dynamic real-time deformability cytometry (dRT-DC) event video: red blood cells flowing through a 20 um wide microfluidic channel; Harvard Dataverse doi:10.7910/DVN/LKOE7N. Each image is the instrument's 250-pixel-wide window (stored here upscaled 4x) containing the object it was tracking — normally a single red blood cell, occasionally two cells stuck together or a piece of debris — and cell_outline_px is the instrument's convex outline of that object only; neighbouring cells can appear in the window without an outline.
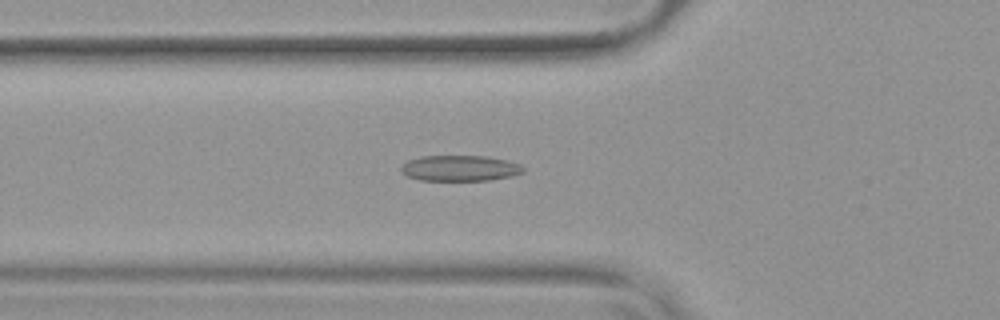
{"species": "common noctule bat (a hibernating species)", "species_latin": "Nyctalus noctula", "temperature_condition": "warm", "stored_images_in_passage": 53, "camera_frame_rate_fps": 3000, "um_per_image_px": 0.085, "animal": {"sex": "female", "body_mass_g": 19.9}, "frame": {"image": 1, "passage_image": 19, "time_ms": 6.0, "image_size_px": [1000, 320], "cell_outline_px": [[524, 172], [512, 176], [488, 180], [420, 180], [408, 176], [400, 168], [408, 160], [420, 156], [488, 156], [508, 160], [520, 164], [524, 168]], "centroid_in_image_um": [39.14, 14.29], "position_along_channel_um": 86.7, "area_um2": 18.26}}
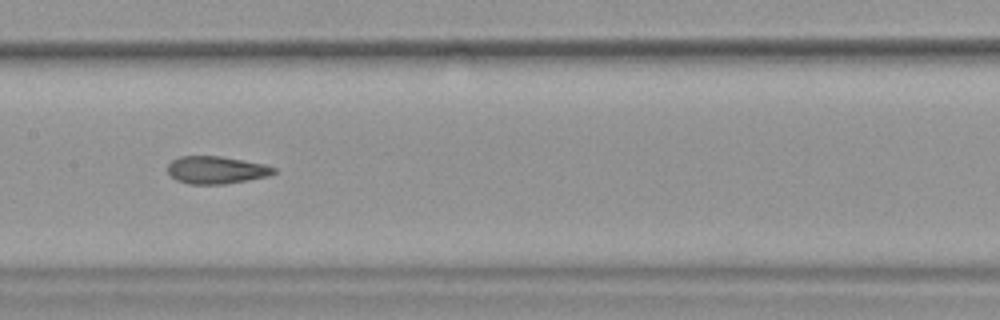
{"frame": {"image": 2, "passage_image": 27, "time_ms": 8.667, "image_size_px": [1000, 320], "cell_outline_px": [[276, 172], [268, 176], [248, 180], [224, 184], [188, 184], [176, 180], [168, 172], [168, 164], [172, 160], [180, 156], [220, 156], [264, 164], [276, 168]], "centroid_in_image_um": [18.38, 14.45], "position_along_channel_um": 189.0, "area_um2": 16.99}}
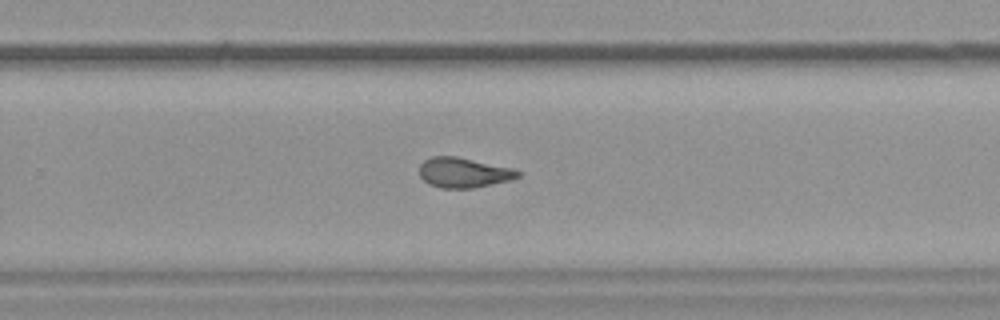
{"frame": {"image": 3, "passage_image": 35, "time_ms": 11.333, "image_size_px": [1000, 320], "cell_outline_px": [[520, 176], [508, 180], [472, 188], [440, 188], [428, 184], [420, 176], [420, 164], [424, 160], [432, 156], [456, 156], [512, 168], [520, 172]], "centroid_in_image_um": [39.36, 14.66], "position_along_channel_um": 290.4, "area_um2": 17.05}, "authors_computed_cell_mechanics": {"area_um2": 17.8602, "velocity_mm_per_s": 3.8191, "shape_relaxation_time_tau1_ms": 9.8341, "shape_relaxation_time_tau2_ms": 2.178, "deformation_change_tau1": 0.2368, "deformation_change_tau2": 0.103}}